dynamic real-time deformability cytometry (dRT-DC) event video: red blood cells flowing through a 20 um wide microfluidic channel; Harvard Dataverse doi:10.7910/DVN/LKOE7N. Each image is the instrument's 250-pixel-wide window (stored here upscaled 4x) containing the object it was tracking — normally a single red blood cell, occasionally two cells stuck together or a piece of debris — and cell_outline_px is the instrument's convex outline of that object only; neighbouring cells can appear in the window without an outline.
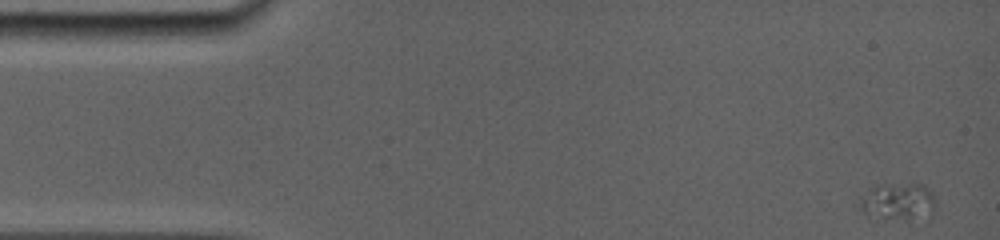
{"species": "common noctule bat (a hibernating species)", "species_latin": "Nyctalus noctula", "temperature_condition": "room temperature", "stored_images_in_passage": 28, "camera_frame_rate_fps": 5000, "um_per_image_px": 0.085, "animal": {"sex": "female", "body_mass_g": 19.0, "forearm_length_mm": 56.7}, "frame": {"image": 1, "passage_image": 1, "time_ms": 0.0, "image_size_px": [1000, 240], "cell_outline_px": [[936, 204], [932, 216], [904, 220], [864, 212], [860, 208], [860, 200], [868, 188], [876, 184], [924, 184], [932, 192], [936, 200]], "centroid_in_image_um": [76.42, 17.09], "position_along_channel_um": 8.6, "area_um2": 16.36}}
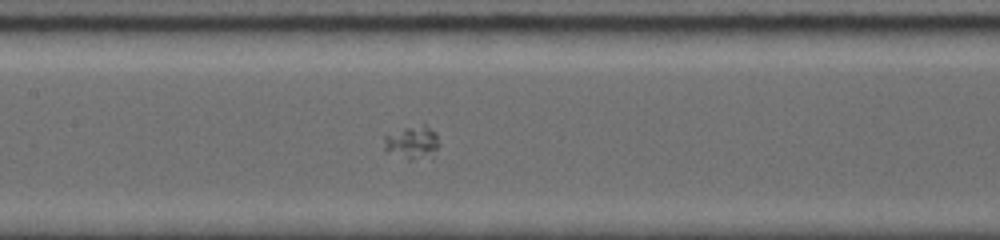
{"frame": {"image": 2, "passage_image": 20, "time_ms": 7.6, "image_size_px": [1000, 240], "cell_outline_px": [[440, 144], [432, 156], [412, 160], [408, 160], [384, 148], [384, 136], [404, 128], [424, 124], [436, 132]], "centroid_in_image_um": [35.09, 12.1], "position_along_channel_um": 172.3, "area_um2": 10.46}}
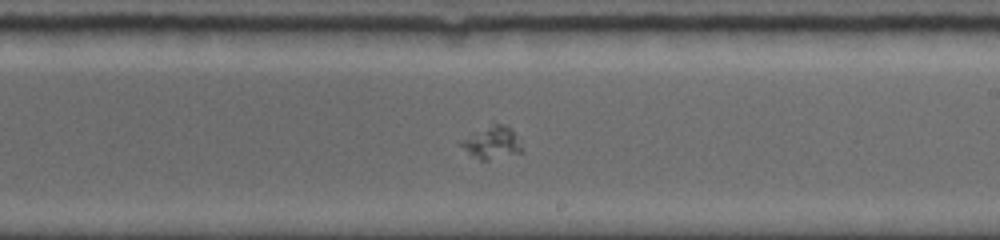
{"frame": {"image": 3, "passage_image": 27, "time_ms": 9.6, "image_size_px": [1000, 240], "cell_outline_px": [[524, 148], [520, 152], [488, 160], [480, 160], [468, 152], [460, 144], [460, 140], [472, 132], [492, 120], [504, 124], [512, 128]], "centroid_in_image_um": [41.83, 12.04], "position_along_channel_um": 247.2, "area_um2": 11.91}}